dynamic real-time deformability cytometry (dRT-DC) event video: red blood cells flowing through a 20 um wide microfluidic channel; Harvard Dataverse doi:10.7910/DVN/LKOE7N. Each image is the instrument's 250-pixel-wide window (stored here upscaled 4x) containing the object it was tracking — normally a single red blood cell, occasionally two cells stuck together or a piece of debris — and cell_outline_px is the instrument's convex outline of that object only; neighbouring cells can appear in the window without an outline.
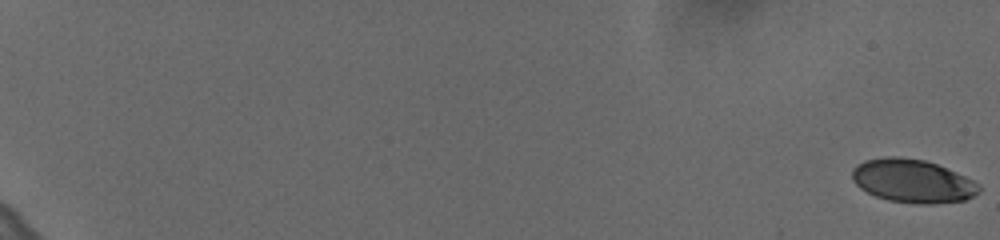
{"species": "human", "species_latin": "Homo sapiens", "temperature_condition": "cold", "stored_images_in_passage": 62, "camera_frame_rate_fps": 3000, "um_per_image_px": 0.085, "donor": {"sex": "female"}, "frame": {"image": 1, "passage_image": 1, "time_ms": 0.0, "image_size_px": [1000, 240], "cell_outline_px": [[980, 192], [964, 200], [932, 204], [916, 204], [888, 200], [876, 196], [860, 188], [852, 180], [852, 168], [856, 164], [864, 160], [884, 156], [900, 156], [924, 160], [936, 164], [956, 172], [980, 184]], "centroid_in_image_um": [77.54, 15.37], "position_along_channel_um": 7.5, "area_um2": 32.19}}
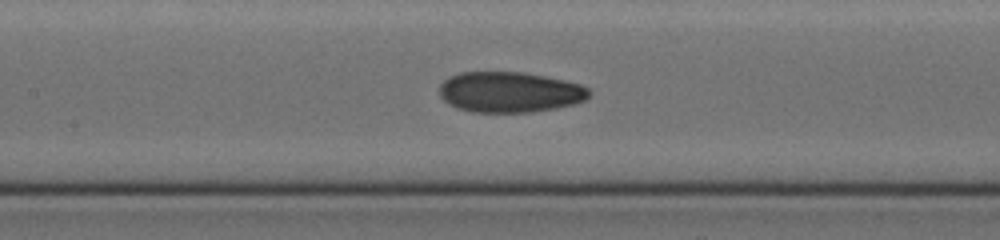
{"frame": {"image": 2, "passage_image": 34, "time_ms": 11.0, "image_size_px": [1000, 240], "cell_outline_px": [[592, 92], [584, 100], [576, 104], [556, 108], [532, 112], [472, 112], [456, 108], [448, 104], [440, 96], [440, 84], [444, 80], [460, 72], [524, 72], [564, 80], [580, 84], [588, 88]], "centroid_in_image_um": [43.33, 7.83], "position_along_channel_um": 164.1, "area_um2": 35.55}}
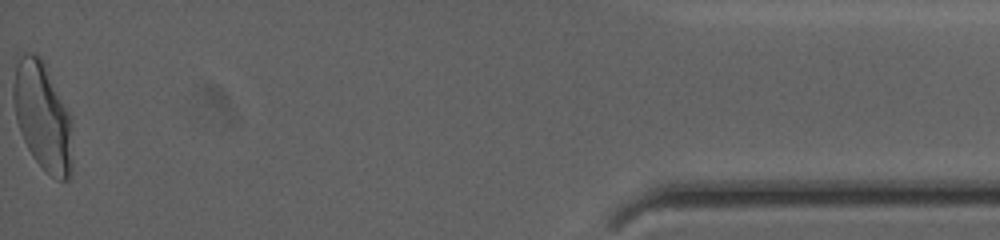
{"frame": {"image": 3, "passage_image": 62, "time_ms": 20.333, "image_size_px": [1000, 240], "cell_outline_px": [[72, 164], [68, 180], [60, 180], [52, 176], [32, 156], [20, 132], [16, 120], [12, 100], [12, 88], [16, 64], [20, 56], [24, 52], [32, 52], [40, 56], [72, 116]], "centroid_in_image_um": [3.62, 9.87], "position_along_channel_um": 431.6, "area_um2": 37.45}, "authors_computed_cell_mechanics": {"area_um2": 34.3332, "velocity_mm_per_s": 3.6216, "shape_relaxation_time_tau1_ms": 6.8448, "shape_relaxation_time_tau2_ms": 1.294, "deformation_change_tau1": 0.178, "deformation_change_tau2": 0.0624}}